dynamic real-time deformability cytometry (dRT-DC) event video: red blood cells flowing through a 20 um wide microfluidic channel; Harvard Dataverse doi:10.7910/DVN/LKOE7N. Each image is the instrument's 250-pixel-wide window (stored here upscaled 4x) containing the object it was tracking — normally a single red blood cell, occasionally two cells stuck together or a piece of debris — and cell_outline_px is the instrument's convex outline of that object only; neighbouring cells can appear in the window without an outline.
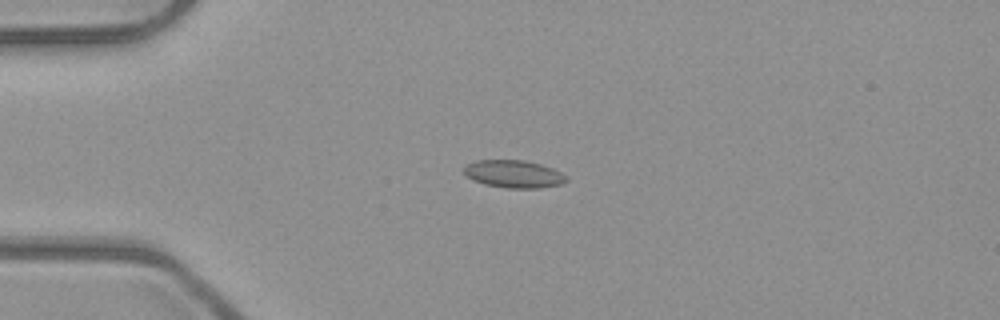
{"species": "common noctule bat (a hibernating species)", "species_latin": "Nyctalus noctula", "temperature_condition": "room temperature", "stored_images_in_passage": 47, "camera_frame_rate_fps": 3000, "um_per_image_px": 0.085, "animal": {"sex": "male", "body_mass_g": 23.1, "forearm_length_mm": 52.7}, "frame": {"image": 1, "passage_image": 8, "time_ms": 2.333, "image_size_px": [1000, 320], "cell_outline_px": [[568, 180], [560, 184], [540, 188], [504, 188], [484, 184], [468, 176], [464, 172], [464, 164], [476, 160], [524, 160], [540, 164], [552, 168], [568, 176]], "centroid_in_image_um": [43.67, 14.78], "position_along_channel_um": 41.3, "area_um2": 16.47}}
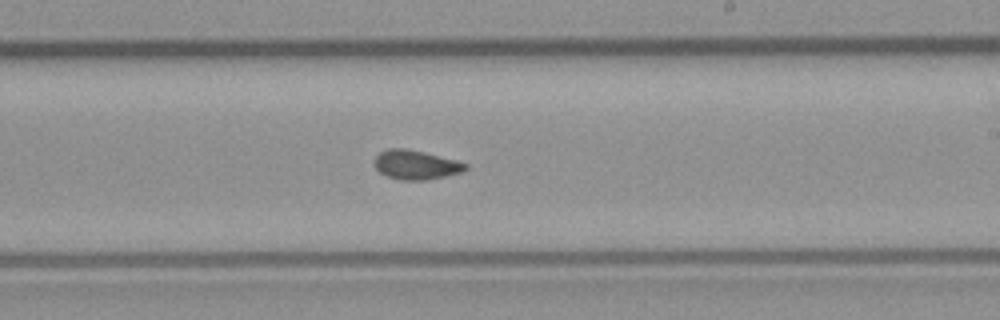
{"frame": {"image": 2, "passage_image": 26, "time_ms": 8.333, "image_size_px": [1000, 320], "cell_outline_px": [[468, 168], [464, 172], [428, 180], [400, 180], [388, 176], [380, 172], [376, 168], [376, 156], [380, 152], [388, 148], [404, 148], [424, 152], [456, 160], [468, 164]], "centroid_in_image_um": [35.4, 14.01], "position_along_channel_um": 253.6, "area_um2": 15.49}}
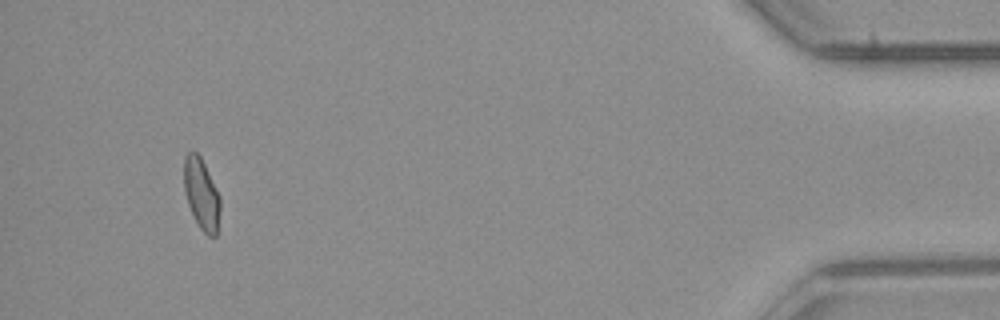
{"frame": {"image": 3, "passage_image": 44, "time_ms": 14.333, "image_size_px": [1000, 320], "cell_outline_px": [[220, 208], [216, 236], [208, 236], [200, 228], [188, 204], [184, 188], [184, 156], [192, 148], [200, 156], [220, 196]], "centroid_in_image_um": [17.11, 16.45], "position_along_channel_um": 418.1, "area_um2": 14.85}, "authors_computed_cell_mechanics": {"area_um2": 15.4326, "velocity_mm_per_s": 3.9888, "shape_relaxation_time_tau1_ms": 10.1698, "shape_relaxation_time_tau2_ms": 1.0062, "deformation_change_tau1": 0.1631, "deformation_change_tau2": 0.0445}}